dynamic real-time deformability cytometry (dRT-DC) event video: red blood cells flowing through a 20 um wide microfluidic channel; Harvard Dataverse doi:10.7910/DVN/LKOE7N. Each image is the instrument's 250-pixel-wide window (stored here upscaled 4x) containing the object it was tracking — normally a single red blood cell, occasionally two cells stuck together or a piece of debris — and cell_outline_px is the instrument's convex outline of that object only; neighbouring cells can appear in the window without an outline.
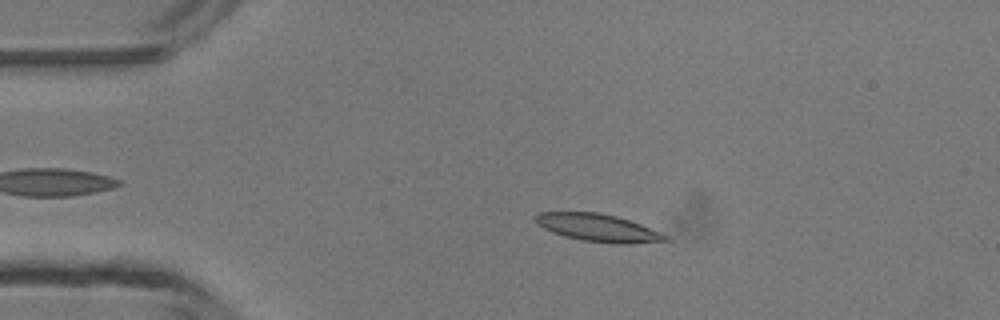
{"species": "common noctule bat (a hibernating species)", "species_latin": "Nyctalus noctula", "temperature_condition": "room temperature", "stored_images_in_passage": 3, "camera_frame_rate_fps": 3000, "um_per_image_px": 0.085, "animal": {"sex": "male", "body_mass_g": 13.3}, "frame": {"image": 1, "passage_image": 2, "time_ms": 1.0, "image_size_px": [1000, 320], "cell_outline_px": [[672, 240], [628, 244], [616, 244], [580, 240], [564, 236], [552, 232], [536, 224], [532, 220], [532, 216], [536, 212], [600, 212], [616, 216], [640, 224], [660, 232], [668, 236]], "centroid_in_image_um": [50.78, 19.36], "position_along_channel_um": 34.2, "area_um2": 21.15}}